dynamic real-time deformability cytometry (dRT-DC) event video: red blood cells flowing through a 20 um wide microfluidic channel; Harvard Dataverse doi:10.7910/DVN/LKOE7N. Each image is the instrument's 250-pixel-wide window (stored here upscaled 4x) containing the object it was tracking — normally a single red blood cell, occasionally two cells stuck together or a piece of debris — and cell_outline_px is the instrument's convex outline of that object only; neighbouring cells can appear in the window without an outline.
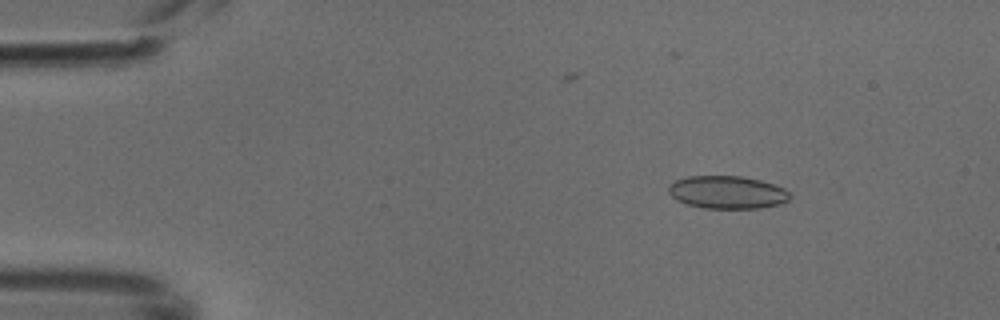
{"species": "common noctule bat (a hibernating species)", "species_latin": "Nyctalus noctula", "temperature_condition": "cold", "stored_images_in_passage": 4, "camera_frame_rate_fps": 3000, "um_per_image_px": 0.085, "animal": {"sex": "male", "body_mass_g": 18.8}, "frame": {"image": 1, "passage_image": 2, "time_ms": 0.333, "image_size_px": [1000, 320], "cell_outline_px": [[792, 196], [788, 200], [780, 204], [760, 208], [704, 208], [688, 204], [676, 200], [668, 192], [668, 184], [676, 180], [688, 176], [740, 176], [760, 180], [784, 188]], "centroid_in_image_um": [61.8, 16.34], "position_along_channel_um": 23.2, "area_um2": 23.18}}